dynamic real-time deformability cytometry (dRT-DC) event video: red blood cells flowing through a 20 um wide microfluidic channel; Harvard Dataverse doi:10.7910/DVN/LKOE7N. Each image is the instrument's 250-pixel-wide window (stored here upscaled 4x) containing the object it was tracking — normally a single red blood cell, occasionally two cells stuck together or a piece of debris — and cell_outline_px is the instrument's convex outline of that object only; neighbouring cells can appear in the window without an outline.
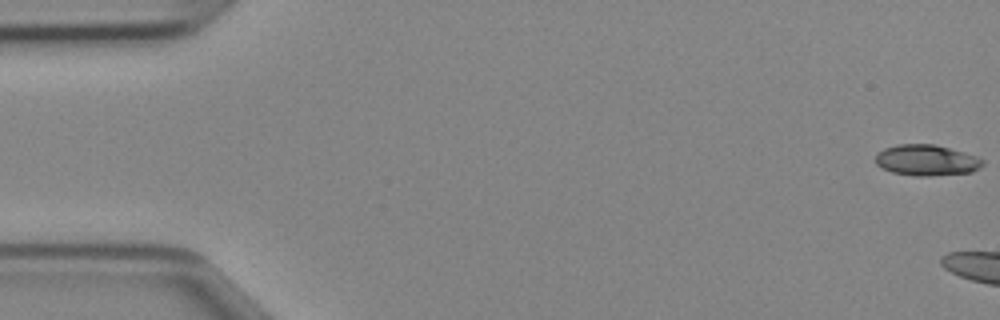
{"species": "Egyptian fruit bat (a non-hibernating species)", "species_latin": "Rousettus aegyptiacus", "temperature_condition": "cold", "stored_images_in_passage": 4, "camera_frame_rate_fps": 3000, "um_per_image_px": 0.085, "animal": {"sex": "female"}, "frame": {"image": 1, "passage_image": 1, "time_ms": 0.0, "image_size_px": [1000, 320], "cell_outline_px": [[984, 164], [980, 168], [972, 172], [928, 176], [916, 176], [892, 172], [876, 164], [876, 152], [884, 148], [896, 144], [936, 144], [964, 152], [976, 156], [984, 160]], "centroid_in_image_um": [78.76, 13.61], "position_along_channel_um": 6.2, "area_um2": 19.42}}